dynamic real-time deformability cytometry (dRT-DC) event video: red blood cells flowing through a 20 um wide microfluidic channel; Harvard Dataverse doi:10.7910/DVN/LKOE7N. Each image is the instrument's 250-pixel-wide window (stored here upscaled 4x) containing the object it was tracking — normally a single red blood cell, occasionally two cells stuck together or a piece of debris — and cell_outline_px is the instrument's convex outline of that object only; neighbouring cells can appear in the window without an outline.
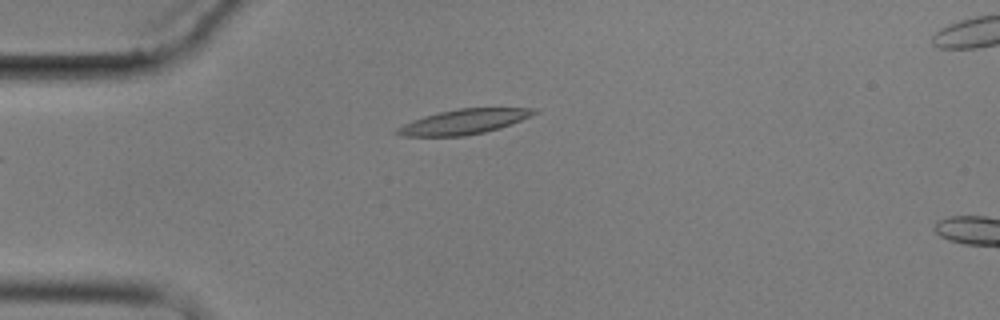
{"species": "common noctule bat (a hibernating species)", "species_latin": "Nyctalus noctula", "temperature_condition": "cold", "stored_images_in_passage": 5, "camera_frame_rate_fps": 3000, "um_per_image_px": 0.085, "animal": {"sex": "male", "body_mass_g": 17.9}, "frame": {"image": 1, "passage_image": 5, "time_ms": 5.667, "image_size_px": [1000, 320], "cell_outline_px": [[540, 112], [500, 128], [484, 132], [464, 136], [400, 136], [392, 132], [396, 128], [412, 120], [424, 116], [440, 112], [460, 108], [532, 108]], "centroid_in_image_um": [39.38, 10.35], "position_along_channel_um": 45.6, "area_um2": 19.77}}